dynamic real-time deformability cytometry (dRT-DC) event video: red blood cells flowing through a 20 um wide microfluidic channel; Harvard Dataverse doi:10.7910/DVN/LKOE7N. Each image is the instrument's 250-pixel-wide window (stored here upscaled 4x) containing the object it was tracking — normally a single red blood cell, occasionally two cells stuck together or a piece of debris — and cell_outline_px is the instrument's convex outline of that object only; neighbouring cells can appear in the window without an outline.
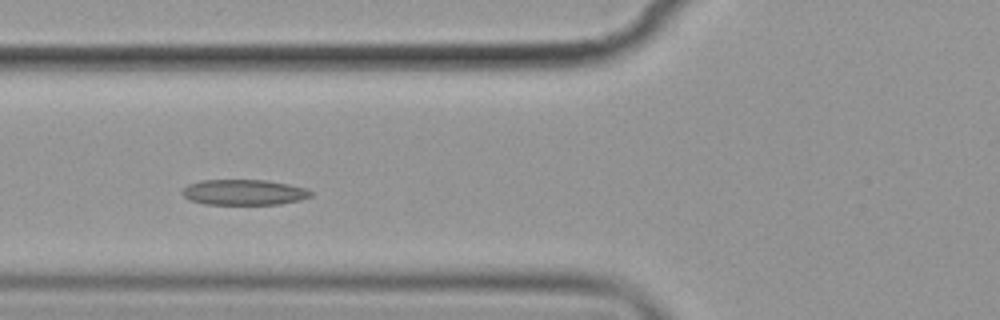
{"species": "common noctule bat (a hibernating species)", "species_latin": "Nyctalus noctula", "temperature_condition": "cold", "stored_images_in_passage": 5, "camera_frame_rate_fps": 3000, "um_per_image_px": 0.085, "animal": {"sex": "female", "body_mass_g": 19.9}, "frame": {"image": 1, "passage_image": 5, "time_ms": 4.667, "image_size_px": [1000, 320], "cell_outline_px": [[312, 196], [300, 200], [280, 204], [204, 204], [188, 200], [180, 192], [188, 184], [200, 180], [264, 180], [288, 184], [304, 188], [312, 192]], "centroid_in_image_um": [20.69, 16.34], "position_along_channel_um": 105.1, "area_um2": 19.13}}